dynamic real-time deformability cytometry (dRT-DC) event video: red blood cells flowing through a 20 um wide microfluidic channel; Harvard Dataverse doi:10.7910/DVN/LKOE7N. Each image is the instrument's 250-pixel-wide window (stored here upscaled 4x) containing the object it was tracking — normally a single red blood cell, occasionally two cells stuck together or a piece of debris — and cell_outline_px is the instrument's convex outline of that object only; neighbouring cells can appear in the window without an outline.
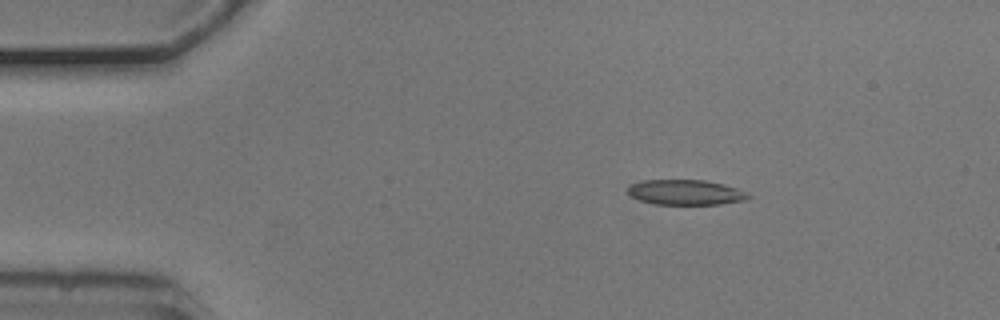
{"species": "common noctule bat (a hibernating species)", "species_latin": "Nyctalus noctula", "temperature_condition": "cold", "stored_images_in_passage": 5, "camera_frame_rate_fps": 3000, "um_per_image_px": 0.085, "animal": {"sex": "male", "body_mass_g": 20.5, "forearm_length_mm": 52.5}, "frame": {"image": 1, "passage_image": 2, "time_ms": 0.333, "image_size_px": [1000, 320], "cell_outline_px": [[752, 196], [748, 200], [720, 204], [656, 204], [640, 200], [632, 196], [628, 192], [628, 188], [632, 184], [644, 180], [704, 180], [724, 184], [748, 192]], "centroid_in_image_um": [58.35, 16.35], "position_along_channel_um": 26.7, "area_um2": 17.63}}
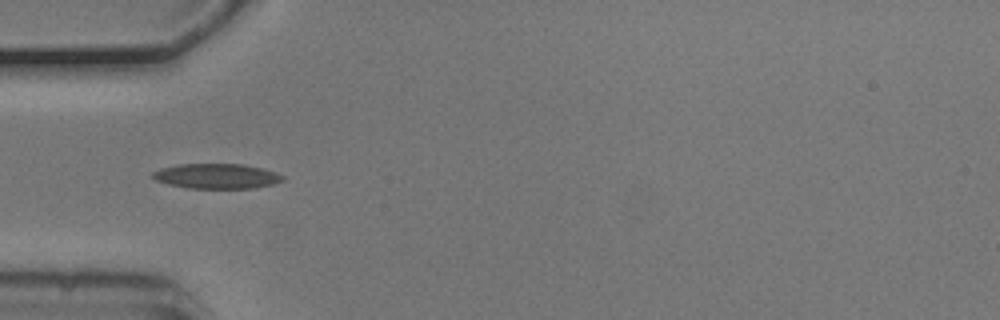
{"frame": {"image": 2, "passage_image": 4, "time_ms": 1.0, "image_size_px": [1000, 320], "cell_outline_px": [[284, 180], [272, 184], [252, 188], [188, 188], [168, 184], [156, 180], [152, 176], [152, 172], [160, 168], [180, 164], [244, 164], [276, 172], [284, 176]], "centroid_in_image_um": [18.4, 14.97], "position_along_channel_um": 66.6, "area_um2": 18.84}}